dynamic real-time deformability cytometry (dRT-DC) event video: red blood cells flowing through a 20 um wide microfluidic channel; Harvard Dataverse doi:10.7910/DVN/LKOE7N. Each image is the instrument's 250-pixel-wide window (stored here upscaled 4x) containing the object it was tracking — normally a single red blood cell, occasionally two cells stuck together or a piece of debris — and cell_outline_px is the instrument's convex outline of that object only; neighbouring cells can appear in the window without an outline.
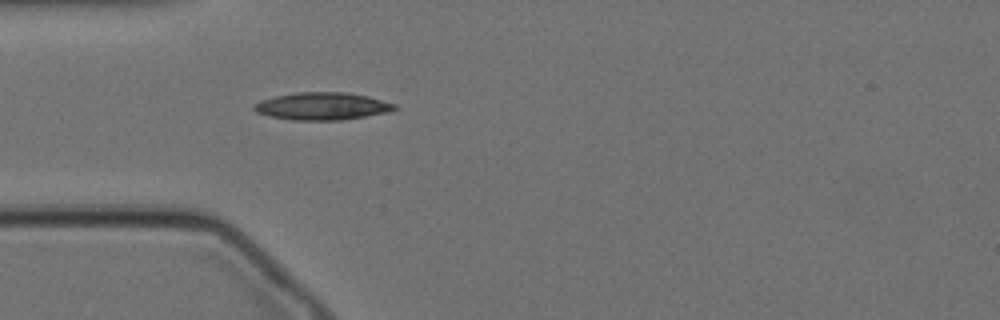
{"species": "Egyptian fruit bat (a non-hibernating species)", "species_latin": "Rousettus aegyptiacus", "temperature_condition": "cold", "stored_images_in_passage": 33, "camera_frame_rate_fps": 3000, "um_per_image_px": 0.085, "animal": {"sex": "female"}, "frame": {"image": 1, "passage_image": 1, "time_ms": 0.0, "image_size_px": [1000, 320], "cell_outline_px": [[396, 108], [388, 112], [340, 120], [292, 120], [268, 116], [256, 112], [252, 108], [260, 100], [276, 96], [296, 92], [348, 92], [368, 96], [396, 104]], "centroid_in_image_um": [27.37, 9.02], "position_along_channel_um": 57.6, "area_um2": 22.43}}
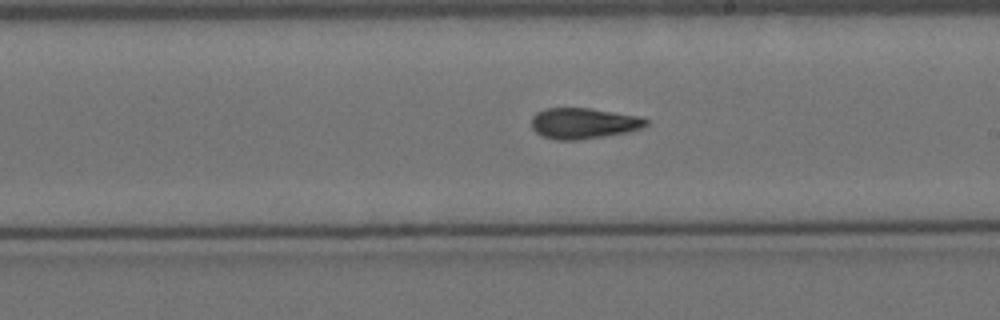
{"frame": {"image": 2, "passage_image": 17, "time_ms": 5.333, "image_size_px": [1000, 320], "cell_outline_px": [[648, 124], [640, 128], [628, 132], [604, 136], [576, 140], [556, 140], [540, 136], [532, 128], [532, 116], [536, 112], [548, 108], [588, 108], [636, 116], [648, 120]], "centroid_in_image_um": [49.54, 10.49], "position_along_channel_um": 239.5, "area_um2": 20.4}}
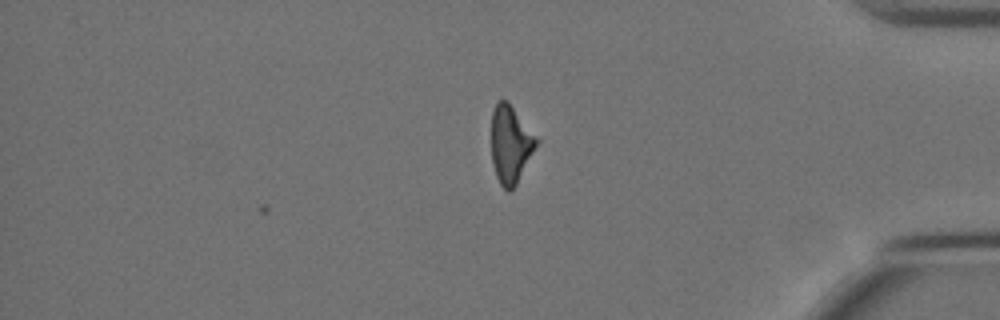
{"frame": {"image": 3, "passage_image": 33, "time_ms": 10.667, "image_size_px": [1000, 320], "cell_outline_px": [[540, 140], [516, 184], [508, 192], [500, 184], [496, 176], [492, 164], [492, 108], [500, 100], [508, 100]], "centroid_in_image_um": [43.4, 12.23], "position_along_channel_um": 391.8, "area_um2": 20.4}, "authors_computed_cell_mechanics": {"area_um2": 20.6346, "velocity_mm_per_s": 3.4319, "shape_relaxation_time_tau1_ms": 9.5299, "shape_relaxation_time_tau2_ms": 4.3434, "deformation_change_tau1": 0.2019, "deformation_change_tau2": 0.1074}}